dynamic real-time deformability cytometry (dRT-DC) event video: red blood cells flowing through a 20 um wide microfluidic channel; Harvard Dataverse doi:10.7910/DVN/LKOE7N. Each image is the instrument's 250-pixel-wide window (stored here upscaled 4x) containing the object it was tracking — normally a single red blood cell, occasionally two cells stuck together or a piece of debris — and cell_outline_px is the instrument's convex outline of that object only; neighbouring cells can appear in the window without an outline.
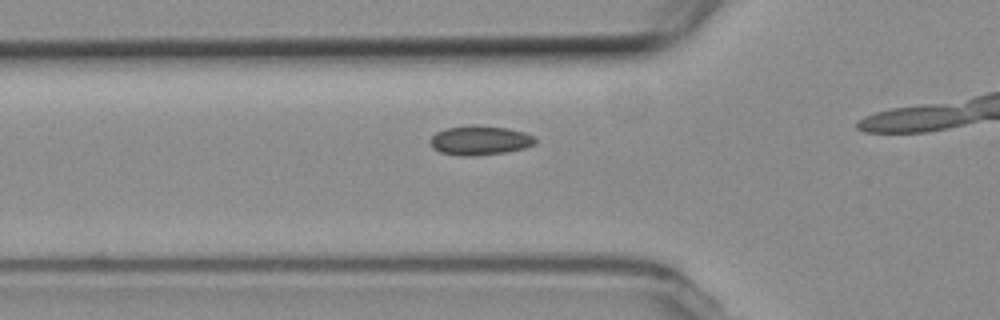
{"species": "common noctule bat (a hibernating species)", "species_latin": "Nyctalus noctula", "temperature_condition": "room temperature", "stored_images_in_passage": 13, "camera_frame_rate_fps": 3000, "um_per_image_px": 0.085, "animal": {"sex": "female", "body_mass_g": 19.3, "forearm_length_mm": 54.1}, "frame": {"image": 1, "passage_image": 8, "time_ms": 2.333, "image_size_px": [1000, 320], "cell_outline_px": [[536, 144], [524, 148], [504, 152], [472, 156], [456, 156], [440, 152], [432, 148], [428, 140], [436, 132], [444, 128], [468, 124], [472, 124], [508, 128], [524, 132], [536, 136]], "centroid_in_image_um": [40.75, 11.92], "position_along_channel_um": 85.0, "area_um2": 18.38}}
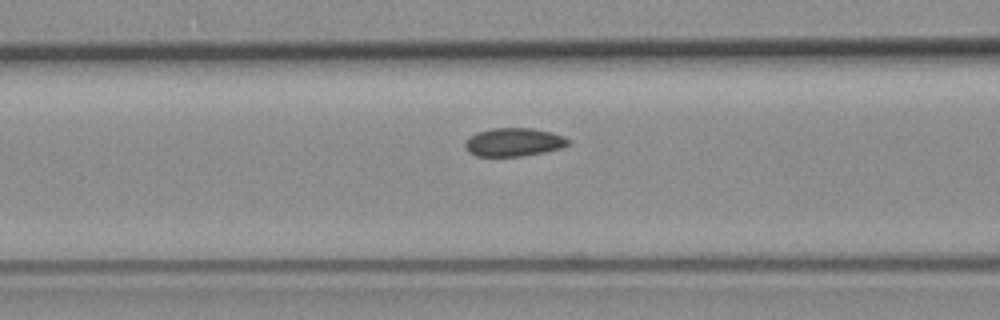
{"frame": {"image": 2, "passage_image": 11, "time_ms": 3.333, "image_size_px": [1000, 320], "cell_outline_px": [[568, 144], [560, 148], [544, 152], [520, 156], [476, 156], [468, 152], [464, 144], [476, 132], [492, 128], [532, 128], [552, 132], [564, 136], [568, 140]], "centroid_in_image_um": [43.66, 12.08], "position_along_channel_um": 122.9, "area_um2": 16.88}}